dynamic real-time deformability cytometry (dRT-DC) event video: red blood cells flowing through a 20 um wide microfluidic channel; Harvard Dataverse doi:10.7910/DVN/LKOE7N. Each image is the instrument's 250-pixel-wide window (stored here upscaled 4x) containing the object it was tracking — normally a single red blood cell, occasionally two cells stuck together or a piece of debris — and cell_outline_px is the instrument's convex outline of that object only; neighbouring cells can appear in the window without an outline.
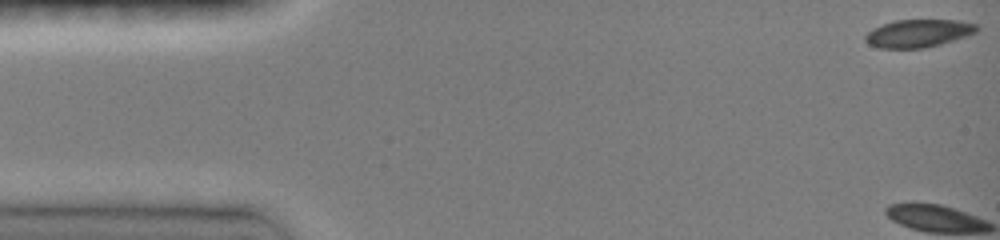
{"species": "common noctule bat (a hibernating species)", "species_latin": "Nyctalus noctula", "temperature_condition": "room temperature", "stored_images_in_passage": 46, "camera_frame_rate_fps": 3000, "um_per_image_px": 0.085, "animal": {"sex": "female", "body_mass_g": 19.0, "forearm_length_mm": 51.5}, "frame": {"image": 1, "passage_image": 1, "time_ms": 0.0, "image_size_px": [1000, 240], "cell_outline_px": [[980, 28], [976, 32], [968, 36], [940, 44], [924, 48], [880, 48], [868, 44], [864, 40], [864, 36], [872, 28], [896, 20], [956, 20], [976, 24]], "centroid_in_image_um": [78.06, 2.83], "position_along_channel_um": 6.9, "area_um2": 18.09}, "authors_computed_cell_mechanics": {"area_um2": 18.1492, "velocity_mm_per_s": 4.0502, "shape_relaxation_time_tau1_ms": 1.9297, "shape_relaxation_time_tau2_ms": null, "deformation_change_tau1": 0.118, "deformation_change_tau2": null}}